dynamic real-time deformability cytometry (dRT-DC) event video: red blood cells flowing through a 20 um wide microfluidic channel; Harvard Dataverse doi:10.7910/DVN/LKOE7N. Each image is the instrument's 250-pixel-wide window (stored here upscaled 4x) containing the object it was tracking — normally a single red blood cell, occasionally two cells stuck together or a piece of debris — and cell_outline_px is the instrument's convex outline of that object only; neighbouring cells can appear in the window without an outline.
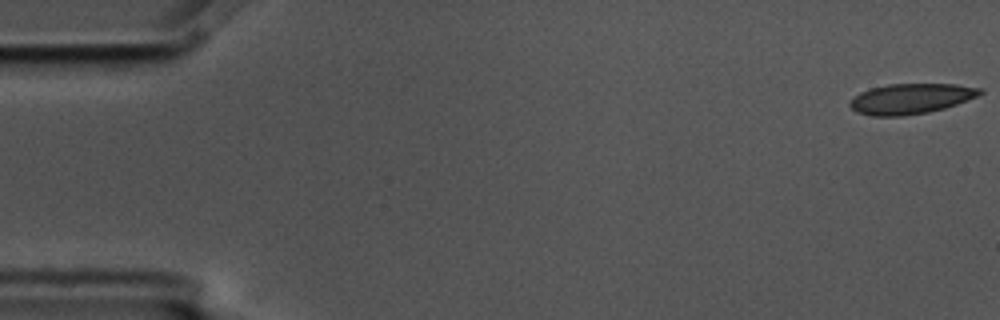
{"species": "common noctule bat (a hibernating species)", "species_latin": "Nyctalus noctula", "temperature_condition": "cold", "stored_images_in_passage": 6, "camera_frame_rate_fps": 3000, "um_per_image_px": 0.085, "animal": {"sex": "male", "body_mass_g": 17.5, "forearm_length_mm": 52.3}, "frame": {"image": 1, "passage_image": 1, "time_ms": 0.0, "image_size_px": [1000, 320], "cell_outline_px": [[984, 92], [976, 96], [956, 104], [944, 108], [928, 112], [904, 116], [872, 116], [856, 112], [848, 104], [860, 92], [872, 88], [888, 84], [956, 84], [984, 88]], "centroid_in_image_um": [77.44, 8.39], "position_along_channel_um": 7.6, "area_um2": 22.89}}
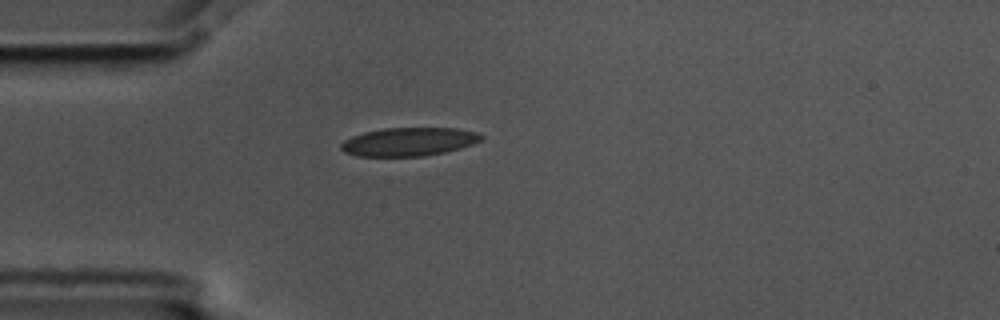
{"frame": {"image": 2, "passage_image": 5, "time_ms": 1.333, "image_size_px": [1000, 320], "cell_outline_px": [[484, 136], [480, 140], [472, 144], [460, 148], [444, 152], [424, 156], [356, 156], [344, 152], [340, 148], [340, 144], [344, 140], [352, 136], [364, 132], [384, 128], [456, 128], [476, 132]], "centroid_in_image_um": [34.72, 12.05], "position_along_channel_um": 50.3, "area_um2": 23.18}}